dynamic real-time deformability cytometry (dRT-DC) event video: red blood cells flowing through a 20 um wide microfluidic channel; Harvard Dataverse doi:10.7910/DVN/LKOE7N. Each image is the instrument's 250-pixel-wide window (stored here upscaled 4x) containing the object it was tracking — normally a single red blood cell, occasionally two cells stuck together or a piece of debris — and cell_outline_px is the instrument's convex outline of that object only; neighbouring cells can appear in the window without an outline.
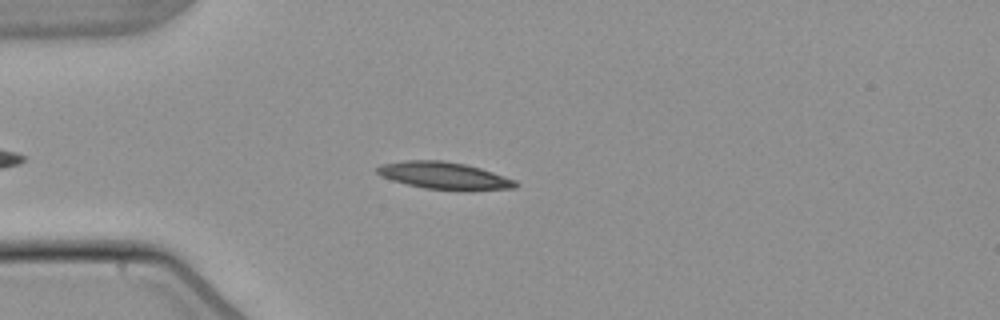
{"species": "common noctule bat (a hibernating species)", "species_latin": "Nyctalus noctula", "temperature_condition": "warm", "stored_images_in_passage": 39, "camera_frame_rate_fps": 3000, "um_per_image_px": 0.085, "animal": {"sex": "male", "body_mass_g": 21.5, "forearm_length_mm": 52.0}, "frame": {"image": 1, "passage_image": 9, "time_ms": 2.667, "image_size_px": [1000, 320], "cell_outline_px": [[520, 184], [516, 188], [468, 192], [424, 188], [392, 180], [380, 176], [376, 172], [376, 168], [380, 164], [408, 160], [444, 160], [464, 164], [480, 168], [516, 180]], "centroid_in_image_um": [37.81, 14.95], "position_along_channel_um": 47.2, "area_um2": 22.37}}
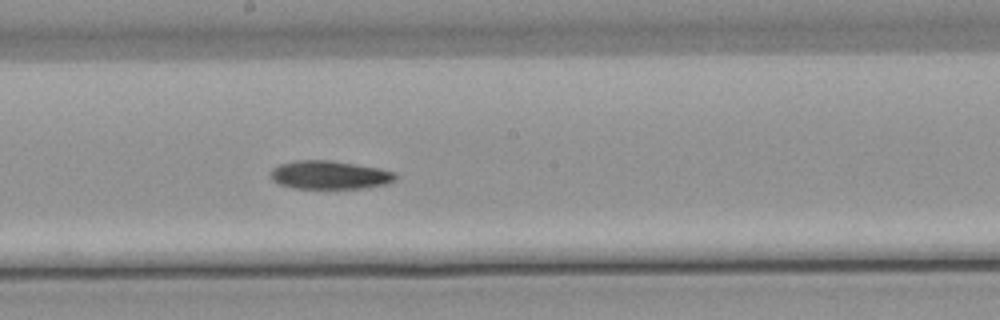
{"frame": {"image": 2, "passage_image": 24, "time_ms": 7.667, "image_size_px": [1000, 320], "cell_outline_px": [[396, 180], [384, 184], [360, 188], [292, 188], [280, 184], [272, 180], [272, 168], [280, 164], [296, 160], [332, 160], [380, 168], [396, 172]], "centroid_in_image_um": [28.03, 14.86], "position_along_channel_um": 220.2, "area_um2": 20.58}}
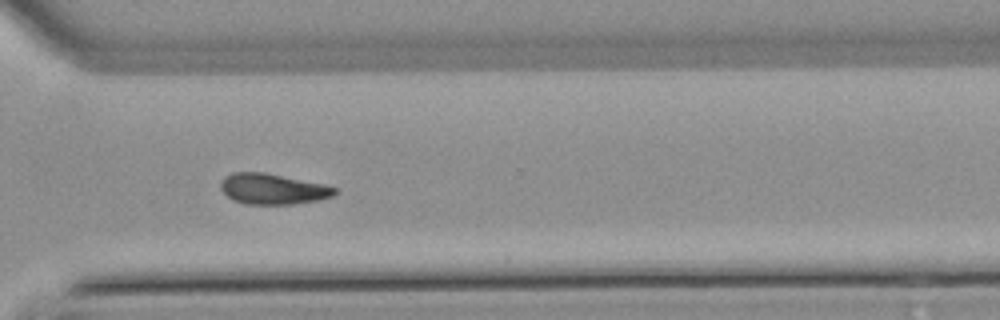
{"frame": {"image": 3, "passage_image": 34, "time_ms": 11.0, "image_size_px": [1000, 320], "cell_outline_px": [[336, 192], [332, 196], [316, 200], [292, 204], [244, 204], [232, 200], [220, 188], [220, 184], [224, 176], [232, 172], [264, 172], [328, 184], [336, 188]], "centroid_in_image_um": [23.17, 16.05], "position_along_channel_um": 347.4, "area_um2": 20.52}, "authors_computed_cell_mechanics": {"area_um2": 20.9814, "velocity_mm_per_s": 3.8178, "shape_relaxation_time_tau1_ms": 6.717, "shape_relaxation_time_tau2_ms": null, "deformation_change_tau1": 0.1708, "deformation_change_tau2": null}}